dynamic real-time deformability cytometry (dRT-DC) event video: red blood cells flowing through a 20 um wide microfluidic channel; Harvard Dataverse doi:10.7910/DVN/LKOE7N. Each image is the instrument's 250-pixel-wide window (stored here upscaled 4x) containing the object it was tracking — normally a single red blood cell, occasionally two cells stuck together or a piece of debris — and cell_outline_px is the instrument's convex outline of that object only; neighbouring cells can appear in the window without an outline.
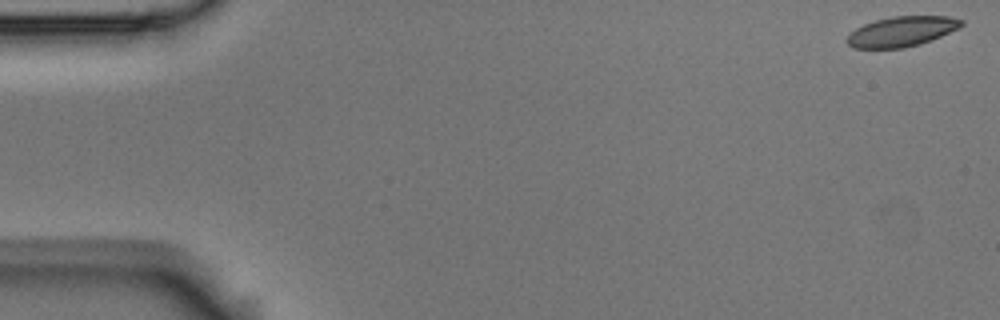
{"species": "Egyptian fruit bat (a non-hibernating species)", "species_latin": "Rousettus aegyptiacus", "temperature_condition": "room temperature", "stored_images_in_passage": 6, "camera_frame_rate_fps": 3000, "um_per_image_px": 0.085, "animal": {"sex": "male"}, "frame": {"image": 1, "passage_image": 1, "time_ms": 0.0, "image_size_px": [1000, 320], "cell_outline_px": [[964, 24], [940, 36], [920, 44], [904, 48], [852, 48], [844, 40], [856, 28], [864, 24], [876, 20], [892, 16], [948, 16], [964, 20]], "centroid_in_image_um": [76.61, 2.67], "position_along_channel_um": 8.4, "area_um2": 19.88}}
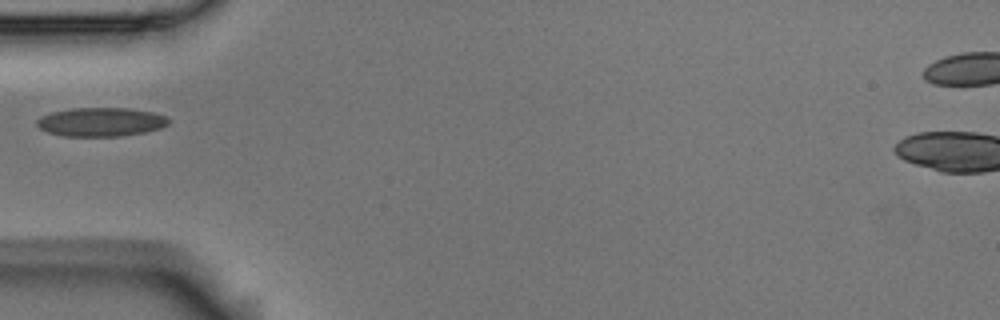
{"frame": {"image": 2, "passage_image": 5, "time_ms": 1.333, "image_size_px": [1000, 320], "cell_outline_px": [[172, 120], [168, 124], [160, 128], [144, 132], [120, 136], [64, 136], [48, 132], [40, 128], [36, 124], [36, 120], [40, 116], [52, 112], [72, 108], [132, 108], [152, 112], [168, 116]], "centroid_in_image_um": [8.6, 10.36], "position_along_channel_um": 76.4, "area_um2": 22.25}}
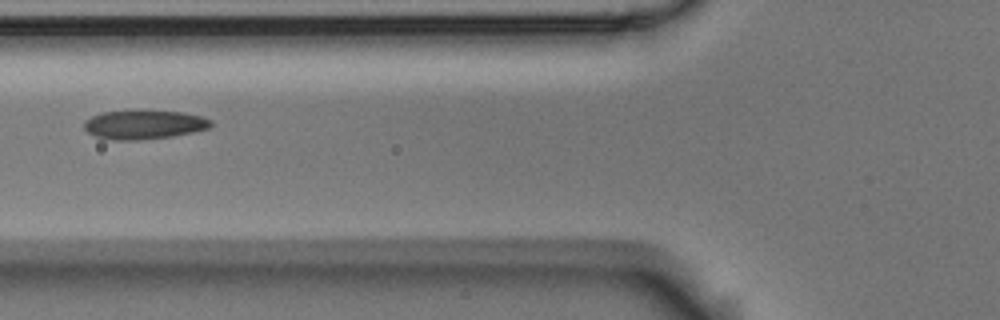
{"frame": {"image": 3, "passage_image": 6, "time_ms": 1.667, "image_size_px": [1000, 320], "cell_outline_px": [[212, 124], [208, 128], [192, 132], [172, 136], [136, 140], [112, 140], [96, 136], [88, 132], [84, 128], [84, 120], [92, 116], [104, 112], [184, 112], [200, 116], [212, 120]], "centroid_in_image_um": [12.23, 10.61], "position_along_channel_um": 113.6, "area_um2": 20.81}}